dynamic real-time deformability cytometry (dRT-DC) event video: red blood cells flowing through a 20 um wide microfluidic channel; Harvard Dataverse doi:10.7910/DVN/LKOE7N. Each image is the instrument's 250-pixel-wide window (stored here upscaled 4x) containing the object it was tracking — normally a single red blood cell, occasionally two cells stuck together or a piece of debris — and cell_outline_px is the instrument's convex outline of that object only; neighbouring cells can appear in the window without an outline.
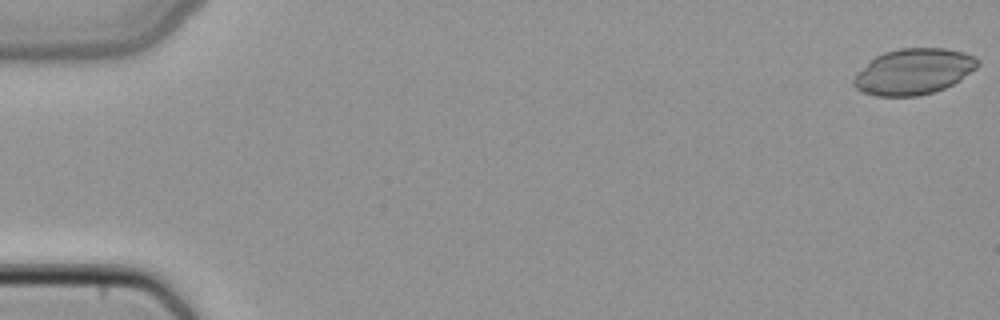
{"species": "common noctule bat (a hibernating species)", "species_latin": "Nyctalus noctula", "temperature_condition": "cold", "stored_images_in_passage": 3, "camera_frame_rate_fps": 3000, "um_per_image_px": 0.085, "animal": {"sex": "female", "body_mass_g": 22.7, "forearm_length_mm": 54.2}, "frame": {"image": 1, "passage_image": 1, "time_ms": 0.0, "image_size_px": [1000, 320], "cell_outline_px": [[980, 64], [976, 68], [960, 80], [944, 88], [932, 92], [916, 96], [876, 96], [864, 92], [856, 88], [852, 84], [852, 80], [856, 72], [868, 60], [884, 52], [900, 48], [944, 48], [964, 52], [976, 56], [980, 60]], "centroid_in_image_um": [77.64, 6.07], "position_along_channel_um": 7.4, "area_um2": 33.41}}